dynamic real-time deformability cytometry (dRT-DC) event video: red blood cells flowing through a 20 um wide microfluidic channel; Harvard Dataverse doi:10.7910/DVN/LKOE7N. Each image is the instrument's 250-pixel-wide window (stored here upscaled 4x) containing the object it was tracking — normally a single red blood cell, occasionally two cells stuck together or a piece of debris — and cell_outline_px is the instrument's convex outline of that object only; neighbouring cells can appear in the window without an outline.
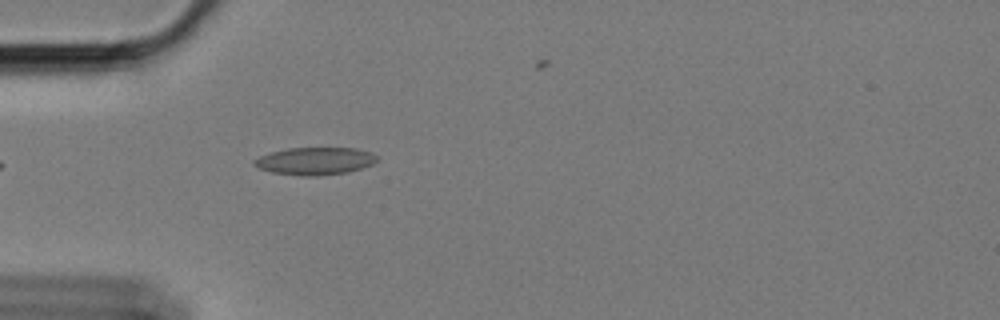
{"species": "Egyptian fruit bat (a non-hibernating species)", "species_latin": "Rousettus aegyptiacus", "temperature_condition": "cold", "stored_images_in_passage": 13, "camera_frame_rate_fps": 3000, "um_per_image_px": 0.085, "animal": {"sex": "female"}, "frame": {"image": 1, "passage_image": 1, "time_ms": 0.0, "image_size_px": [1000, 320], "cell_outline_px": [[376, 160], [372, 164], [348, 172], [316, 176], [304, 176], [272, 172], [260, 168], [252, 164], [252, 160], [260, 156], [272, 152], [288, 148], [356, 148], [368, 152], [376, 156]], "centroid_in_image_um": [26.74, 13.69], "position_along_channel_um": 58.3, "area_um2": 19.42}}
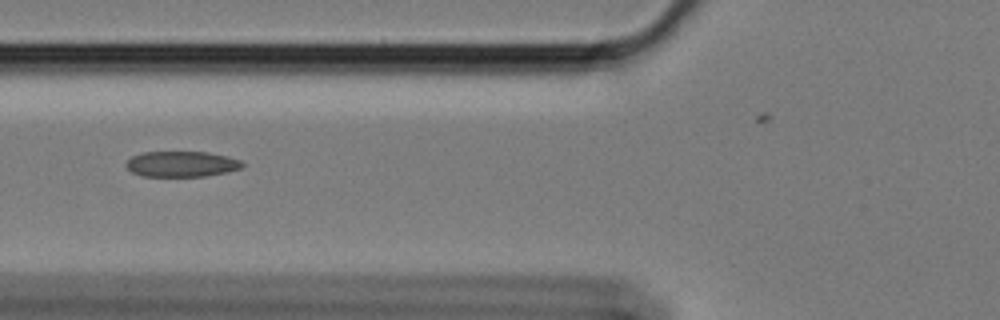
{"frame": {"image": 2, "passage_image": 6, "time_ms": 1.667, "image_size_px": [1000, 320], "cell_outline_px": [[244, 164], [240, 168], [224, 172], [204, 176], [140, 176], [132, 172], [124, 164], [132, 156], [140, 152], [208, 152], [228, 156], [240, 160]], "centroid_in_image_um": [15.39, 13.93], "position_along_channel_um": 110.4, "area_um2": 17.28}}